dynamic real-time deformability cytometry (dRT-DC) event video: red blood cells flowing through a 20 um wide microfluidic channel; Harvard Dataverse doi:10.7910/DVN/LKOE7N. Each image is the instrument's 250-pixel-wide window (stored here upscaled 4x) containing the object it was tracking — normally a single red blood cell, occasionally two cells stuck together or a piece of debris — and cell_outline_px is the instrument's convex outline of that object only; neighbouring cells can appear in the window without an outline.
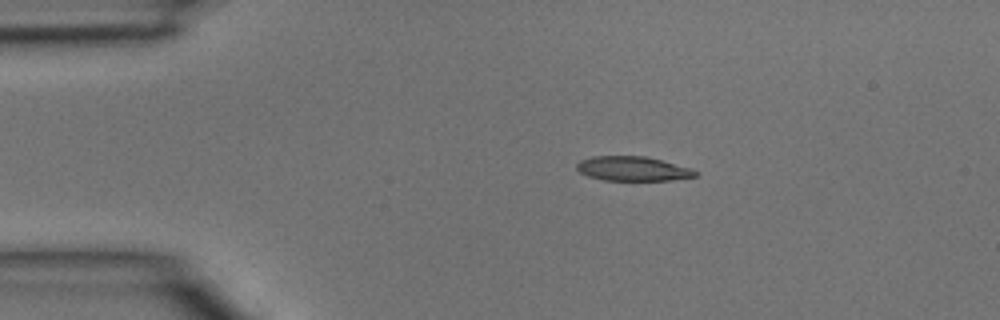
{"species": "common noctule bat (a hibernating species)", "species_latin": "Nyctalus noctula", "temperature_condition": "room temperature", "stored_images_in_passage": 3, "camera_frame_rate_fps": 3000, "um_per_image_px": 0.085, "animal": {"sex": "male", "body_mass_g": 15.6}, "frame": {"image": 1, "passage_image": 2, "time_ms": 0.333, "image_size_px": [1000, 320], "cell_outline_px": [[700, 176], [672, 180], [604, 180], [588, 176], [580, 172], [576, 168], [576, 164], [580, 160], [592, 156], [644, 156], [692, 168]], "centroid_in_image_um": [53.79, 14.34], "position_along_channel_um": 31.2, "area_um2": 16.88}}